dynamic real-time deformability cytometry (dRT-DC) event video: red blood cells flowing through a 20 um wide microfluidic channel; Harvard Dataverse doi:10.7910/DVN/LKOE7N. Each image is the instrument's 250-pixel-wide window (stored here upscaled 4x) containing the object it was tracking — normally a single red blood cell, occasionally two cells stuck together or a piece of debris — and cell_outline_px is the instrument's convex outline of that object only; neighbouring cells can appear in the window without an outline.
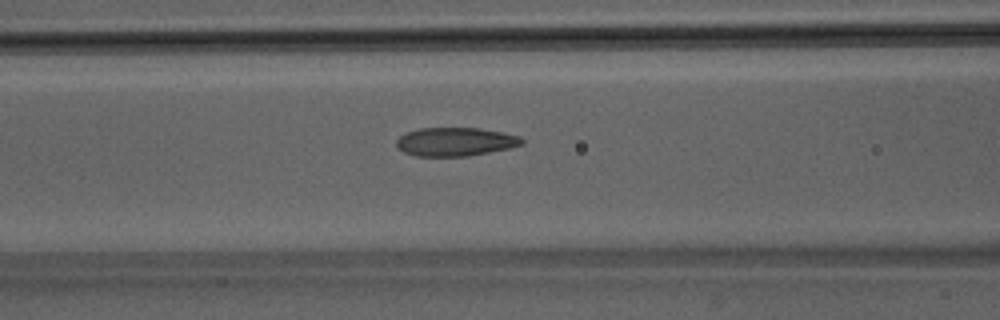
{"species": "Egyptian fruit bat (a non-hibernating species)", "species_latin": "Rousettus aegyptiacus", "temperature_condition": "room temperature", "stored_images_in_passage": 35, "camera_frame_rate_fps": 3000, "um_per_image_px": 0.085, "animal": {"sex": "male"}, "frame": {"image": 1, "passage_image": 6, "time_ms": 1.667, "image_size_px": [1000, 320], "cell_outline_px": [[524, 144], [508, 148], [468, 156], [416, 156], [404, 152], [396, 148], [396, 140], [404, 132], [420, 128], [480, 128], [504, 132], [520, 136], [524, 140]], "centroid_in_image_um": [38.68, 12.04], "position_along_channel_um": 127.9, "area_um2": 21.04}}
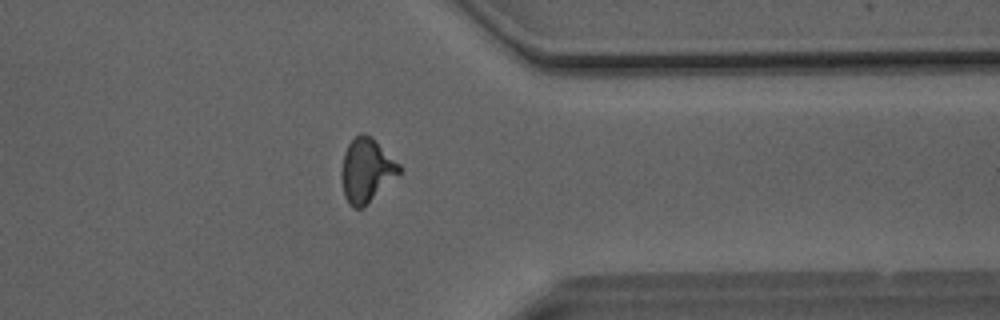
{"frame": {"image": 2, "passage_image": 25, "time_ms": 8.0, "image_size_px": [1000, 320], "cell_outline_px": [[400, 172], [364, 208], [352, 208], [348, 204], [344, 196], [340, 176], [340, 172], [344, 152], [348, 144], [360, 132], [364, 132], [372, 136], [400, 164]], "centroid_in_image_um": [31.11, 14.47], "position_along_channel_um": 380.3, "area_um2": 21.73}}
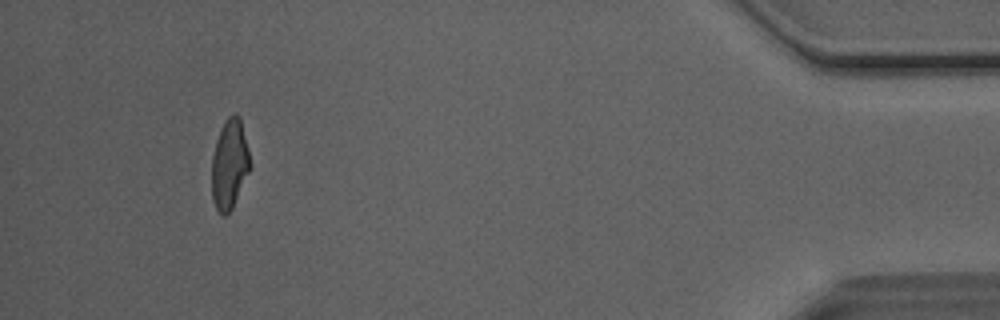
{"frame": {"image": 3, "passage_image": 32, "time_ms": 10.333, "image_size_px": [1000, 320], "cell_outline_px": [[252, 164], [232, 208], [224, 216], [216, 208], [212, 200], [212, 156], [216, 140], [224, 120], [232, 112], [236, 112], [240, 116]], "centroid_in_image_um": [19.51, 13.9], "position_along_channel_um": 415.7, "area_um2": 20.11}, "authors_computed_cell_mechanics": {"area_um2": 20.6924, "velocity_mm_per_s": 4.1088, "shape_relaxation_time_tau1_ms": 6.6112, "shape_relaxation_time_tau2_ms": 1.6129, "deformation_change_tau1": 0.185, "deformation_change_tau2": 0.0737}}